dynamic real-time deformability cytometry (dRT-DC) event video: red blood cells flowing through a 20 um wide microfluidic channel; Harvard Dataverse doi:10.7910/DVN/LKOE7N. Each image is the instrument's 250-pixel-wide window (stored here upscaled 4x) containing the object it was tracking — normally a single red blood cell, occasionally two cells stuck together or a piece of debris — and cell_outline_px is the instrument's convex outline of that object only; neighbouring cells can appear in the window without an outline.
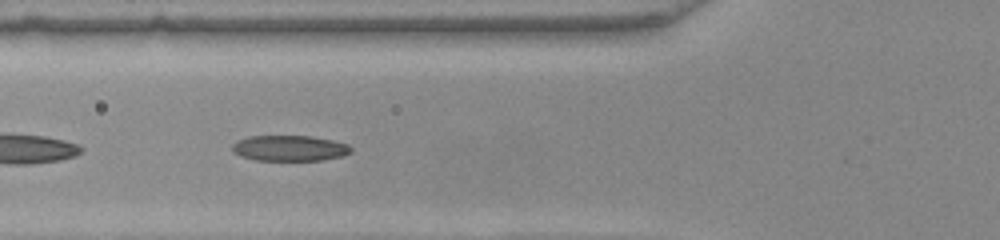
{"species": "common noctule bat (a hibernating species)", "species_latin": "Nyctalus noctula", "temperature_condition": "warm", "stored_images_in_passage": 11, "camera_frame_rate_fps": 3000, "um_per_image_px": 0.085, "animal": {"sex": "female", "body_mass_g": 22.0, "forearm_length_mm": 56.7}, "frame": {"image": 1, "passage_image": 7, "time_ms": 2.0, "image_size_px": [1000, 240], "cell_outline_px": [[352, 152], [344, 156], [320, 160], [256, 160], [240, 156], [232, 152], [232, 144], [236, 140], [248, 136], [308, 136], [332, 140], [348, 144], [352, 148]], "centroid_in_image_um": [24.6, 12.59], "position_along_channel_um": 101.2, "area_um2": 17.86}}
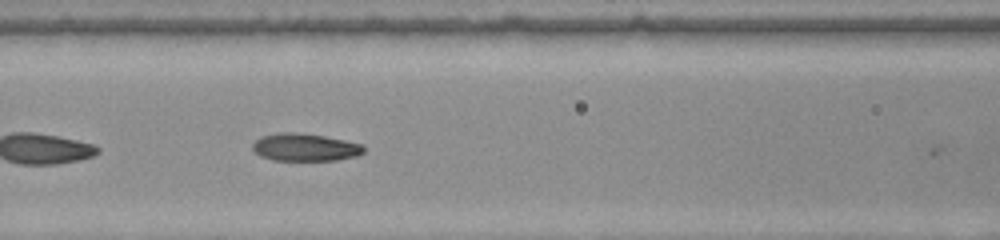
{"frame": {"image": 2, "passage_image": 10, "time_ms": 3.0, "image_size_px": [1000, 240], "cell_outline_px": [[364, 152], [356, 156], [336, 160], [272, 160], [260, 156], [252, 148], [252, 144], [260, 136], [276, 132], [296, 132], [324, 136], [364, 144]], "centroid_in_image_um": [25.91, 12.51], "position_along_channel_um": 140.7, "area_um2": 17.98}}